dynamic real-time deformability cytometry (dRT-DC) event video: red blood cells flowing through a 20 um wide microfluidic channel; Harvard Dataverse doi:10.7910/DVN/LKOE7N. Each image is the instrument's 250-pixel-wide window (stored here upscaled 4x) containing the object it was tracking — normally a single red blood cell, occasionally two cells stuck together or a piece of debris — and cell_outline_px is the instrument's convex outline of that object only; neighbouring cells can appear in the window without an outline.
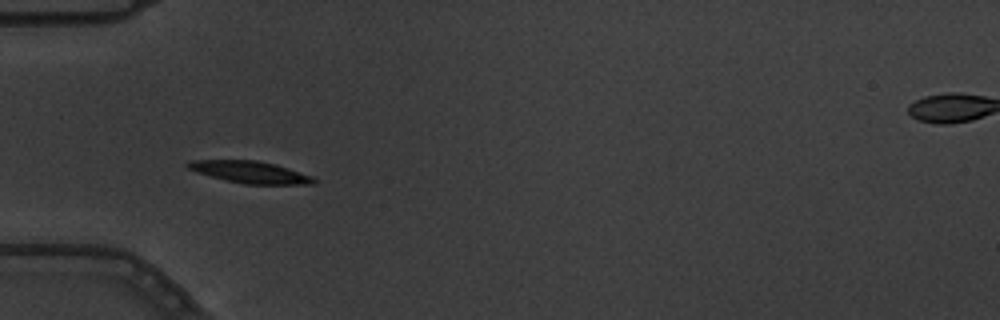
{"species": "common noctule bat (a hibernating species)", "species_latin": "Nyctalus noctula", "temperature_condition": "warm", "stored_images_in_passage": 2, "camera_frame_rate_fps": 3000, "um_per_image_px": 0.085, "animal": {"sex": "male", "body_mass_g": 19.5, "forearm_length_mm": 54.6}, "frame": {"image": 1, "passage_image": 1, "time_ms": 0.0, "image_size_px": [1000, 320], "cell_outline_px": [[316, 184], [244, 184], [196, 172], [188, 168], [184, 164], [192, 160], [256, 160], [276, 164], [312, 176], [316, 180]], "centroid_in_image_um": [21.27, 14.62], "position_along_channel_um": 63.7, "area_um2": 15.95}}